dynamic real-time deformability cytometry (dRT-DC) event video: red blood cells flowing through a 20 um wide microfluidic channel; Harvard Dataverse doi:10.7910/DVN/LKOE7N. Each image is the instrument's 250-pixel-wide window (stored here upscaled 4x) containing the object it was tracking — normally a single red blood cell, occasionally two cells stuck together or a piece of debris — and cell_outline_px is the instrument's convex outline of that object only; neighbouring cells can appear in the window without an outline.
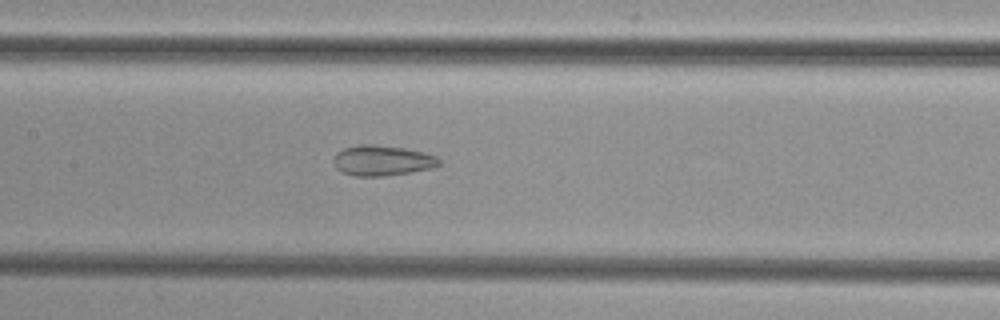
{"species": "common noctule bat (a hibernating species)", "species_latin": "Nyctalus noctula", "temperature_condition": "cold", "stored_images_in_passage": 40, "camera_frame_rate_fps": 3000, "um_per_image_px": 0.085, "animal": {"sex": "female", "body_mass_g": 29.2, "forearm_length_mm": 56.3}, "frame": {"image": 1, "passage_image": 23, "time_ms": 7.333, "image_size_px": [1000, 320], "cell_outline_px": [[440, 164], [432, 168], [384, 176], [356, 176], [344, 172], [336, 168], [332, 160], [336, 152], [344, 148], [360, 144], [368, 144], [404, 148], [424, 152], [436, 156], [440, 160]], "centroid_in_image_um": [32.47, 13.64], "position_along_channel_um": 174.9, "area_um2": 18.55}}
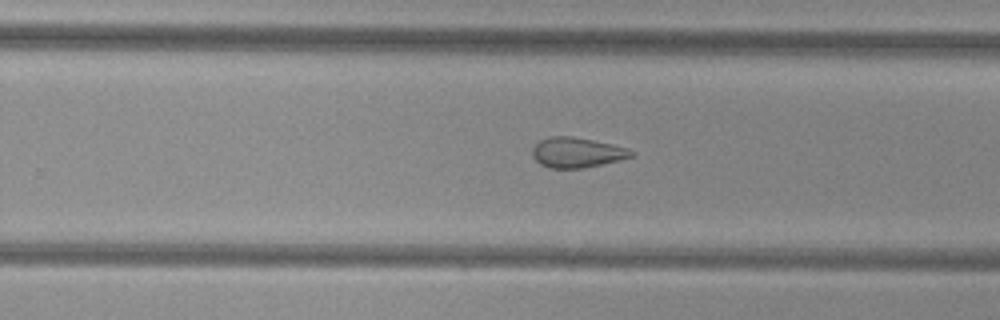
{"frame": {"image": 2, "passage_image": 31, "time_ms": 10.0, "image_size_px": [1000, 320], "cell_outline_px": [[636, 156], [620, 160], [584, 168], [548, 168], [540, 164], [532, 156], [532, 148], [540, 140], [552, 136], [572, 136], [612, 144], [628, 148], [636, 152]], "centroid_in_image_um": [49.07, 12.97], "position_along_channel_um": 280.7, "area_um2": 17.51}}
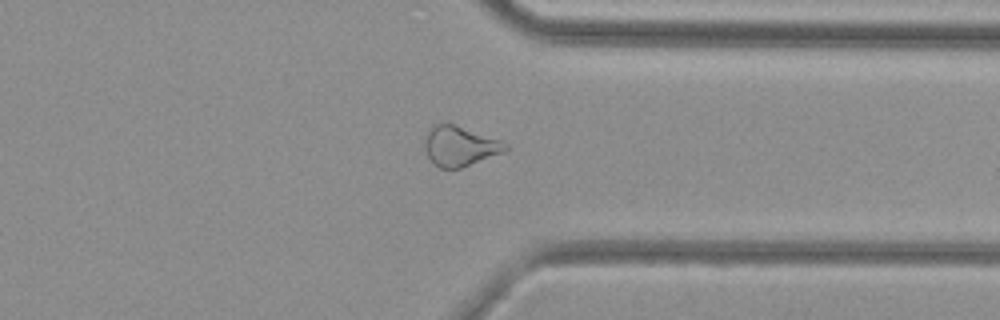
{"frame": {"image": 3, "passage_image": 38, "time_ms": 12.333, "image_size_px": [1000, 320], "cell_outline_px": [[508, 148], [504, 152], [460, 168], [440, 168], [428, 156], [424, 148], [424, 144], [428, 128], [432, 124], [452, 124], [500, 140], [508, 144]], "centroid_in_image_um": [39.07, 12.42], "position_along_channel_um": 372.3, "area_um2": 18.44}}